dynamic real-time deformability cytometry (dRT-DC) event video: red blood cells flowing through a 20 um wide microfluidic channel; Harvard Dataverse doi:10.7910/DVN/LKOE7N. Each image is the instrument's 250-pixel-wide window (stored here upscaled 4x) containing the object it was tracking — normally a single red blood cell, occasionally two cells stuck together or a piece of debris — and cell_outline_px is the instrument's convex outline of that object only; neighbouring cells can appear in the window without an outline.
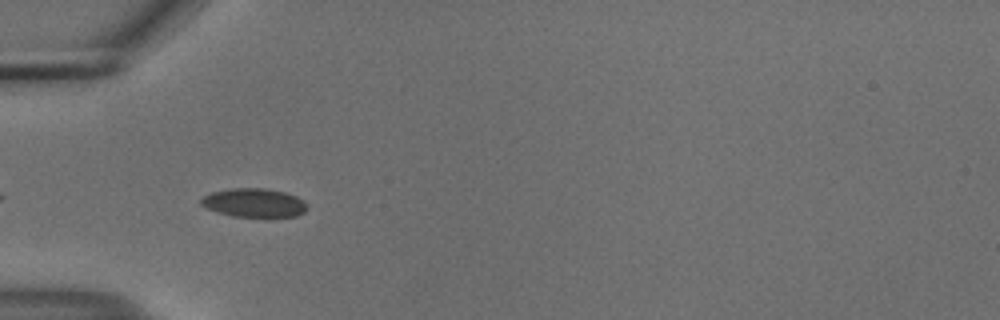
{"species": "common noctule bat (a hibernating species)", "species_latin": "Nyctalus noctula", "temperature_condition": "cold", "stored_images_in_passage": 21, "camera_frame_rate_fps": 3000, "um_per_image_px": 0.085, "animal": {"sex": "male", "body_mass_g": 18.8}, "frame": {"image": 1, "passage_image": 4, "time_ms": 1.0, "image_size_px": [1000, 320], "cell_outline_px": [[308, 208], [304, 212], [296, 216], [232, 216], [216, 212], [200, 204], [200, 200], [204, 196], [212, 192], [232, 188], [264, 188], [284, 192], [296, 196], [304, 200], [308, 204]], "centroid_in_image_um": [21.61, 17.23], "position_along_channel_um": 63.4, "area_um2": 17.69}}